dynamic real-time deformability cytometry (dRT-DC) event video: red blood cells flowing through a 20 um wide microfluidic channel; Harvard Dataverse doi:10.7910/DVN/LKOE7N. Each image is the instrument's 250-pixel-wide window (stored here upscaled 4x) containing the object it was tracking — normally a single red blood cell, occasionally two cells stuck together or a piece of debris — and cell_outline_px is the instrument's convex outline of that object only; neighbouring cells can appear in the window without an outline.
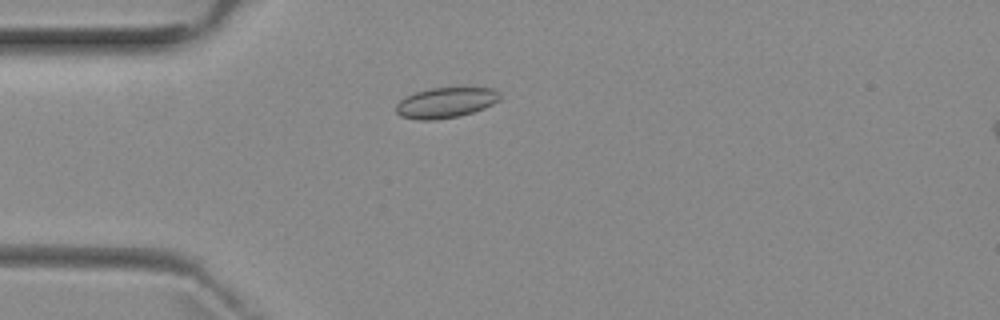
{"species": "common noctule bat (a hibernating species)", "species_latin": "Nyctalus noctula", "temperature_condition": "room temperature", "stored_images_in_passage": 4, "camera_frame_rate_fps": 3000, "um_per_image_px": 0.085, "animal": {"sex": "female", "body_mass_g": 29.2, "forearm_length_mm": 56.3}, "frame": {"image": 1, "passage_image": 4, "time_ms": 3.333, "image_size_px": [1000, 320], "cell_outline_px": [[500, 100], [484, 108], [472, 112], [456, 116], [432, 120], [420, 120], [400, 116], [396, 112], [396, 104], [404, 96], [428, 88], [492, 88], [500, 92]], "centroid_in_image_um": [37.86, 8.72], "position_along_channel_um": 47.1, "area_um2": 18.32}}